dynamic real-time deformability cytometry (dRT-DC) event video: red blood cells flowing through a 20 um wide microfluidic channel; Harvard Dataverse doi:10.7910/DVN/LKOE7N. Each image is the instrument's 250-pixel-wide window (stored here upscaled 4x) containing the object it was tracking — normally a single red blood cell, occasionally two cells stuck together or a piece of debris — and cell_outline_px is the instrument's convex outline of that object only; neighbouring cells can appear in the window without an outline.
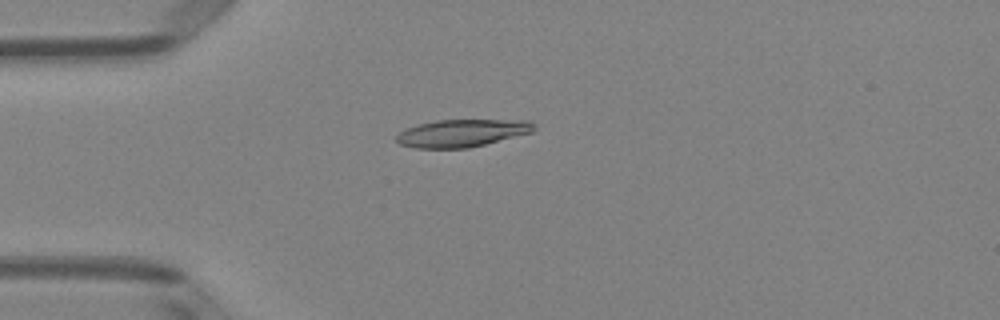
{"species": "Egyptian fruit bat (a non-hibernating species)", "species_latin": "Rousettus aegyptiacus", "temperature_condition": "room temperature", "stored_images_in_passage": 38, "camera_frame_rate_fps": 3000, "um_per_image_px": 0.085, "animal": {"sex": "female"}, "frame": {"image": 1, "passage_image": 1, "time_ms": 0.0, "image_size_px": [1000, 320], "cell_outline_px": [[536, 128], [532, 132], [468, 148], [416, 148], [400, 144], [396, 140], [396, 136], [404, 128], [436, 120], [528, 120], [536, 124]], "centroid_in_image_um": [39.27, 11.3], "position_along_channel_um": 45.7, "area_um2": 21.96}}
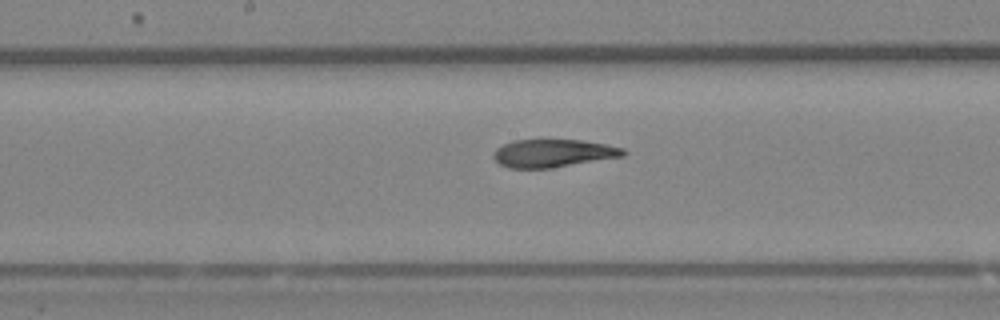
{"frame": {"image": 2, "passage_image": 14, "time_ms": 4.333, "image_size_px": [1000, 320], "cell_outline_px": [[628, 152], [624, 156], [548, 168], [508, 168], [500, 164], [492, 156], [492, 152], [496, 148], [512, 140], [580, 140], [604, 144], [624, 148]], "centroid_in_image_um": [46.99, 13.02], "position_along_channel_um": 201.2, "area_um2": 20.98}}
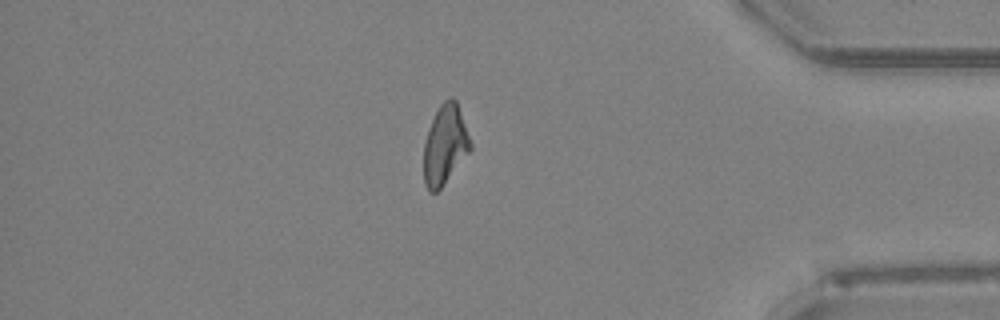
{"frame": {"image": 3, "passage_image": 31, "time_ms": 10.0, "image_size_px": [1000, 320], "cell_outline_px": [[472, 148], [440, 188], [436, 192], [428, 192], [424, 184], [424, 144], [428, 128], [440, 104], [448, 96], [452, 96], [456, 100], [472, 144]], "centroid_in_image_um": [37.81, 12.29], "position_along_channel_um": 397.4, "area_um2": 21.39}, "authors_computed_cell_mechanics": {"area_um2": 22.1374, "velocity_mm_per_s": 3.9965, "shape_relaxation_time_tau1_ms": null, "shape_relaxation_time_tau2_ms": 2.9707, "deformation_change_tau1": null, "deformation_change_tau2": 0.0892}}